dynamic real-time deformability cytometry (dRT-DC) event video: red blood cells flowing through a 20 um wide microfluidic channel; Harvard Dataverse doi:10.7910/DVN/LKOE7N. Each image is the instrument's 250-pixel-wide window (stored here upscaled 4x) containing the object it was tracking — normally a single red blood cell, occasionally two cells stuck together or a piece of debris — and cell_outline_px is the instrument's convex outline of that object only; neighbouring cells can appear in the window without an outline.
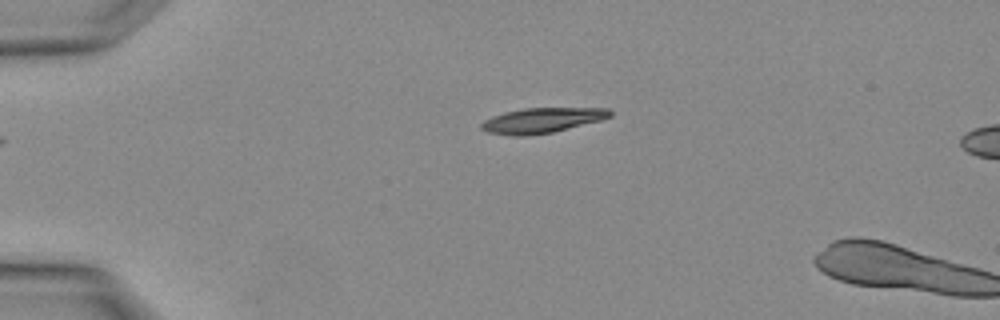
{"species": "Egyptian fruit bat (a non-hibernating species)", "species_latin": "Rousettus aegyptiacus", "temperature_condition": "warm", "stored_images_in_passage": 2, "camera_frame_rate_fps": 3000, "um_per_image_px": 0.085, "animal": {"sex": "female"}, "frame": {"image": 1, "passage_image": 1, "time_ms": 0.0, "image_size_px": [1000, 320], "cell_outline_px": [[612, 116], [600, 120], [552, 132], [524, 136], [512, 136], [488, 132], [480, 128], [480, 124], [484, 120], [492, 116], [504, 112], [524, 108], [608, 108], [612, 112]], "centroid_in_image_um": [46.03, 10.22], "position_along_channel_um": 39.0, "area_um2": 18.73}}